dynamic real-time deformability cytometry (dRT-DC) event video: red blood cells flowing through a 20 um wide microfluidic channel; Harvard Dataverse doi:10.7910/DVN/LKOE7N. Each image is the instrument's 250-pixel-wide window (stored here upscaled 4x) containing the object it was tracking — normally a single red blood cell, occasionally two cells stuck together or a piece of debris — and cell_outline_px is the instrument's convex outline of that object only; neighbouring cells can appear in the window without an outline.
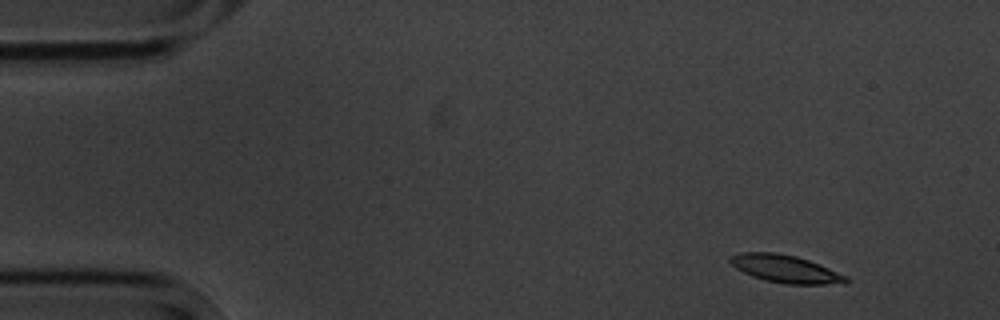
{"species": "common noctule bat (a hibernating species)", "species_latin": "Nyctalus noctula", "temperature_condition": "cold", "stored_images_in_passage": 5, "segment_of_instrument_passage": [1, 2], "camera_frame_rate_fps": 3000, "um_per_image_px": 0.085, "animal": {"sex": "male", "body_mass_g": 20.1, "forearm_length_mm": 53.5}, "frame": {"image": 1, "passage_image": 1, "time_ms": 0.0, "image_size_px": [1000, 320], "cell_outline_px": [[848, 280], [844, 284], [788, 284], [768, 280], [752, 276], [736, 268], [728, 260], [728, 256], [740, 252], [776, 252], [796, 256], [820, 264], [848, 276]], "centroid_in_image_um": [66.77, 22.84], "position_along_channel_um": 18.2, "area_um2": 18.67}}